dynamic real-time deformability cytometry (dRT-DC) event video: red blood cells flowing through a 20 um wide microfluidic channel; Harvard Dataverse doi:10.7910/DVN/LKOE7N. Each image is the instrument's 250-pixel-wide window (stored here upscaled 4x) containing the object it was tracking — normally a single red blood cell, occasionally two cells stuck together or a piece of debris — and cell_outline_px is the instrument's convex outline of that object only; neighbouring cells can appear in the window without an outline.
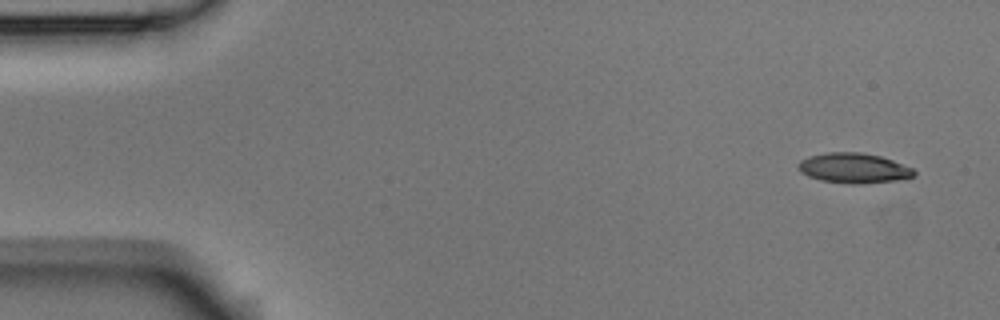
{"species": "Egyptian fruit bat (a non-hibernating species)", "species_latin": "Rousettus aegyptiacus", "temperature_condition": "room temperature", "stored_images_in_passage": 5, "camera_frame_rate_fps": 3000, "um_per_image_px": 0.085, "animal": {"sex": "male"}, "frame": {"image": 1, "passage_image": 1, "time_ms": 0.0, "image_size_px": [1000, 320], "cell_outline_px": [[916, 172], [912, 176], [896, 180], [852, 184], [820, 180], [808, 176], [800, 172], [796, 164], [800, 160], [808, 156], [828, 152], [864, 152], [880, 156], [892, 160], [912, 168]], "centroid_in_image_um": [72.5, 14.27], "position_along_channel_um": 12.5, "area_um2": 20.17}}
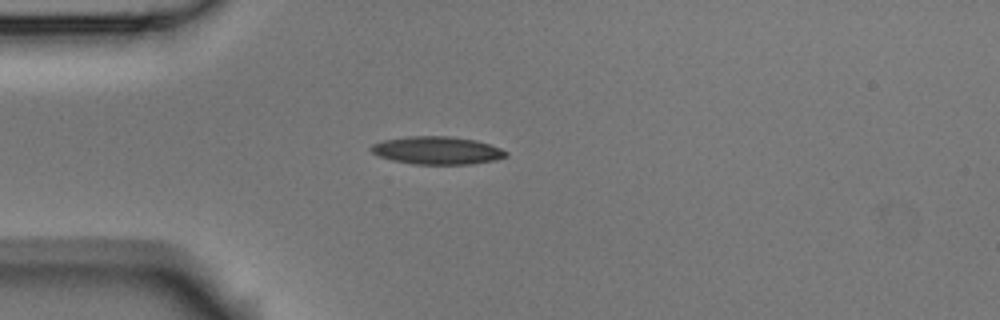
{"frame": {"image": 2, "passage_image": 4, "time_ms": 1.0, "image_size_px": [1000, 320], "cell_outline_px": [[508, 156], [492, 160], [472, 164], [416, 164], [392, 160], [380, 156], [372, 152], [368, 148], [372, 144], [384, 140], [408, 136], [448, 136], [476, 140], [500, 148], [508, 152]], "centroid_in_image_um": [37.14, 12.78], "position_along_channel_um": 47.9, "area_um2": 21.73}}